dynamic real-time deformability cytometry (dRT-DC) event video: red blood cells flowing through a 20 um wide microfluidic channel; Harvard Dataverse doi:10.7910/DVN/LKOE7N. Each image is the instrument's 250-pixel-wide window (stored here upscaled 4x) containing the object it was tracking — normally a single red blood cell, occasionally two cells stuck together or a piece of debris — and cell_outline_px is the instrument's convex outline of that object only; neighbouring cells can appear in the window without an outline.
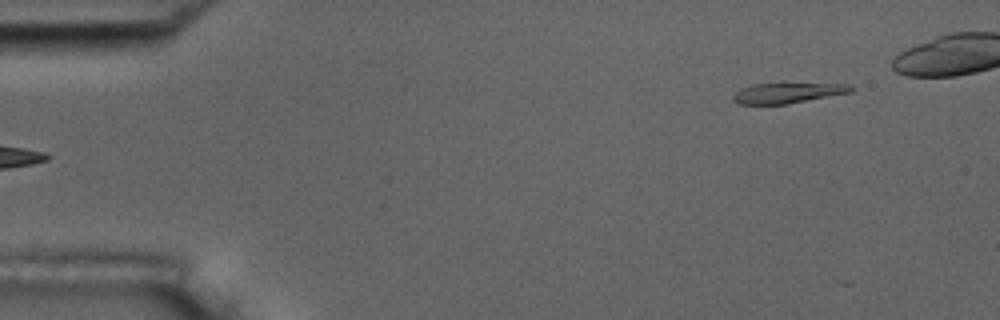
{"species": "common noctule bat (a hibernating species)", "species_latin": "Nyctalus noctula", "temperature_condition": "room temperature", "stored_images_in_passage": 5, "camera_frame_rate_fps": 3000, "um_per_image_px": 0.085, "animal": {"sex": "male", "body_mass_g": 17.5, "forearm_length_mm": 52.3}, "frame": {"image": 1, "passage_image": 5, "time_ms": 5.667, "image_size_px": [1000, 320], "cell_outline_px": [[856, 88], [852, 92], [788, 104], [736, 104], [732, 100], [732, 96], [740, 88], [752, 84], [852, 84]], "centroid_in_image_um": [66.94, 7.91], "position_along_channel_um": 18.1, "area_um2": 13.99}}